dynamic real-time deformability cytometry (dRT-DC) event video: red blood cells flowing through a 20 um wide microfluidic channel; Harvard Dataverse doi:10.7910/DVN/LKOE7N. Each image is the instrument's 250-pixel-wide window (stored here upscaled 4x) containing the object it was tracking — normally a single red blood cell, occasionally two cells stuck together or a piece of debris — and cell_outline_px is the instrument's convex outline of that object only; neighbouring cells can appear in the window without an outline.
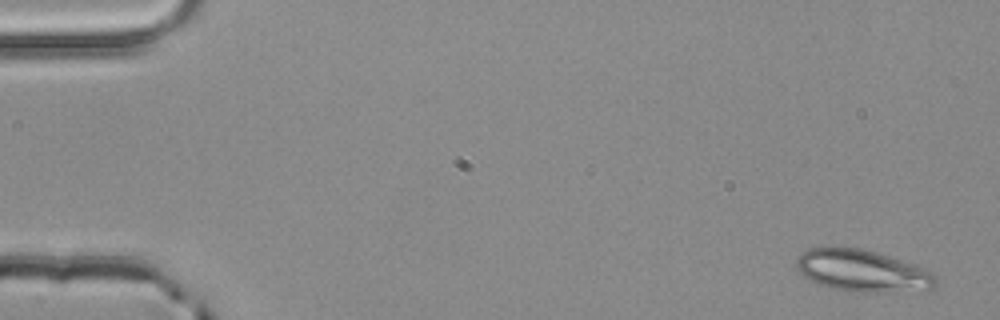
{"species": "common noctule bat (a hibernating species)", "species_latin": "Nyctalus noctula", "temperature_condition": "room temperature", "stored_images_in_passage": 4, "camera_frame_rate_fps": 3000, "um_per_image_px": 0.085, "animal": {"sex": "male", "body_mass_g": 20.4}, "frame": {"image": 1, "passage_image": 1, "time_ms": 0.0, "image_size_px": [1000, 320], "cell_outline_px": [[936, 284], [932, 292], [848, 292], [828, 288], [804, 276], [796, 268], [796, 260], [800, 252], [808, 248], [860, 248], [876, 252], [916, 264], [932, 272], [936, 276]], "centroid_in_image_um": [73.38, 23.05], "position_along_channel_um": 11.6, "area_um2": 34.68}}